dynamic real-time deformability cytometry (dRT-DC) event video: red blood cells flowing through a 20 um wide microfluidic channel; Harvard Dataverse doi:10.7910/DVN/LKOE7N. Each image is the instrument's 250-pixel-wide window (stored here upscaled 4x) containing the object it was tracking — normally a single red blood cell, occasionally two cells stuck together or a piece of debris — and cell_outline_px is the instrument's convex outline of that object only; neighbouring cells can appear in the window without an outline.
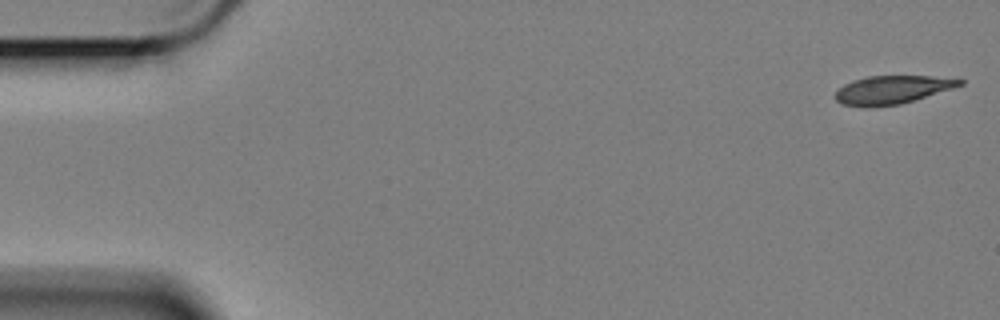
{"species": "Egyptian fruit bat (a non-hibernating species)", "species_latin": "Rousettus aegyptiacus", "temperature_condition": "cold", "stored_images_in_passage": 58, "camera_frame_rate_fps": 3000, "um_per_image_px": 0.085, "animal": {"sex": "female"}, "frame": {"image": 1, "passage_image": 1, "time_ms": 0.0, "image_size_px": [1000, 320], "cell_outline_px": [[964, 84], [952, 88], [900, 104], [840, 104], [836, 100], [836, 92], [844, 84], [852, 80], [868, 76], [928, 76], [964, 80]], "centroid_in_image_um": [75.85, 7.58], "position_along_channel_um": 9.1, "area_um2": 19.48}}
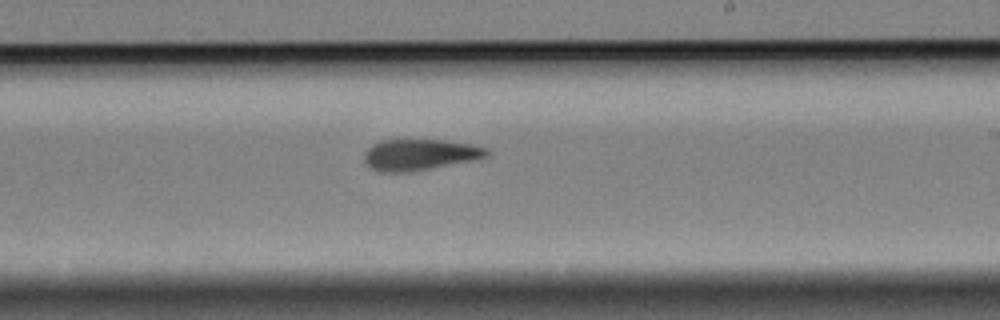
{"frame": {"image": 2, "passage_image": 34, "time_ms": 11.0, "image_size_px": [1000, 320], "cell_outline_px": [[492, 152], [488, 156], [412, 172], [376, 172], [368, 168], [364, 164], [364, 152], [372, 144], [380, 140], [444, 140], [472, 144], [488, 148]], "centroid_in_image_um": [35.62, 13.15], "position_along_channel_um": 253.4, "area_um2": 22.43}}
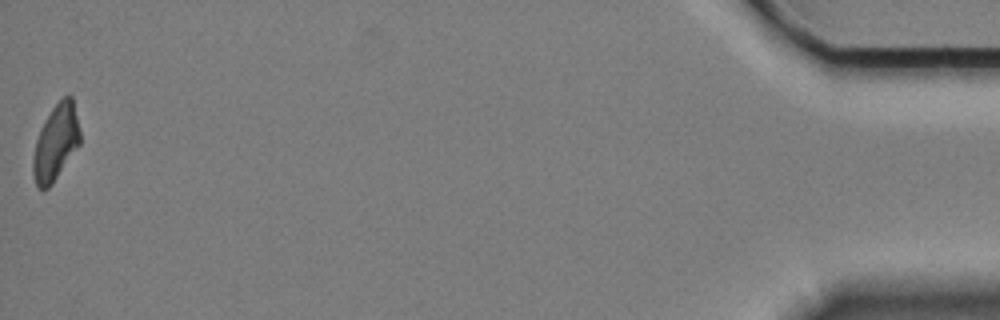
{"frame": {"image": 3, "passage_image": 58, "time_ms": 19.0, "image_size_px": [1000, 320], "cell_outline_px": [[80, 144], [52, 184], [48, 188], [36, 188], [32, 172], [32, 156], [36, 140], [40, 128], [52, 108], [64, 96], [72, 96], [80, 132]], "centroid_in_image_um": [4.72, 12.14], "position_along_channel_um": 430.5, "area_um2": 20.69}, "authors_computed_cell_mechanics": {"area_um2": 22.2241, "velocity_mm_per_s": 3.387, "shape_relaxation_time_tau1_ms": 6.247, "shape_relaxation_time_tau2_ms": 4.4853, "deformation_change_tau1": 0.1597, "deformation_change_tau2": 0.1189}}